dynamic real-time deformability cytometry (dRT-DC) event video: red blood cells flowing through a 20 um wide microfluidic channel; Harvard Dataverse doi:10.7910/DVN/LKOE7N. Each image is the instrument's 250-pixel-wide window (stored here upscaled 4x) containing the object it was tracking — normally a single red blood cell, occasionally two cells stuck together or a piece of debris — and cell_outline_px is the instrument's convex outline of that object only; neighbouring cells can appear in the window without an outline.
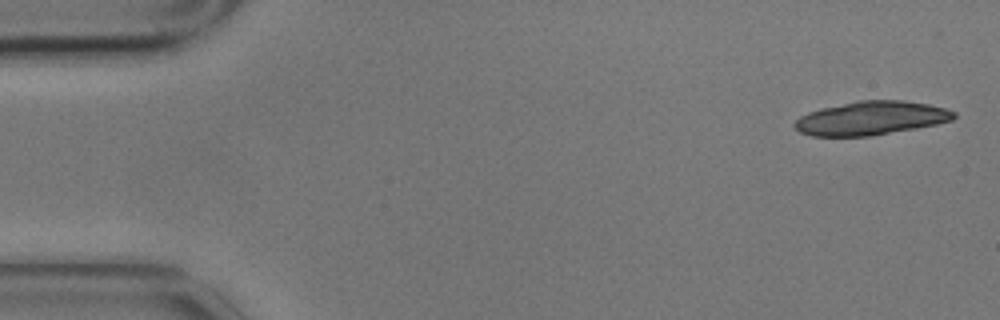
{"species": "common noctule bat (a hibernating species)", "species_latin": "Nyctalus noctula", "temperature_condition": "cold", "stored_images_in_passage": 10, "camera_frame_rate_fps": 3000, "um_per_image_px": 0.085, "animal": {"sex": "male", "body_mass_g": 17.9}, "frame": {"image": 1, "passage_image": 1, "time_ms": 0.0, "image_size_px": [1000, 320], "cell_outline_px": [[956, 116], [952, 120], [936, 124], [916, 128], [868, 136], [812, 136], [800, 132], [792, 124], [800, 116], [808, 112], [820, 108], [856, 100], [904, 100], [928, 104], [944, 108], [956, 112]], "centroid_in_image_um": [74.01, 10.03], "position_along_channel_um": 11.0, "area_um2": 31.27}}